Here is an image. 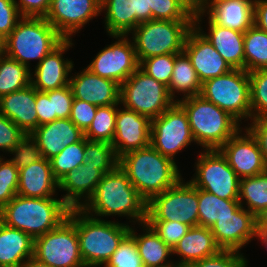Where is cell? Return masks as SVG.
Returning <instances> with one entry per match:
<instances>
[{
	"instance_id": "6da1fadb",
	"label": "cell",
	"mask_w": 267,
	"mask_h": 267,
	"mask_svg": "<svg viewBox=\"0 0 267 267\" xmlns=\"http://www.w3.org/2000/svg\"><path fill=\"white\" fill-rule=\"evenodd\" d=\"M81 210L97 219L116 215L127 217L132 225L146 223L147 219V201L119 166L103 175L95 193Z\"/></svg>"
},
{
	"instance_id": "7a4b0ae2",
	"label": "cell",
	"mask_w": 267,
	"mask_h": 267,
	"mask_svg": "<svg viewBox=\"0 0 267 267\" xmlns=\"http://www.w3.org/2000/svg\"><path fill=\"white\" fill-rule=\"evenodd\" d=\"M119 167L147 202L182 178L176 162L160 154L151 145L119 157Z\"/></svg>"
},
{
	"instance_id": "3957f363",
	"label": "cell",
	"mask_w": 267,
	"mask_h": 267,
	"mask_svg": "<svg viewBox=\"0 0 267 267\" xmlns=\"http://www.w3.org/2000/svg\"><path fill=\"white\" fill-rule=\"evenodd\" d=\"M70 210L61 198L16 195L0 209V221L35 239L58 227L68 218Z\"/></svg>"
},
{
	"instance_id": "277c9868",
	"label": "cell",
	"mask_w": 267,
	"mask_h": 267,
	"mask_svg": "<svg viewBox=\"0 0 267 267\" xmlns=\"http://www.w3.org/2000/svg\"><path fill=\"white\" fill-rule=\"evenodd\" d=\"M177 103L187 114L195 143L204 150L219 149L241 130L237 119L201 95L180 99Z\"/></svg>"
},
{
	"instance_id": "5b68a950",
	"label": "cell",
	"mask_w": 267,
	"mask_h": 267,
	"mask_svg": "<svg viewBox=\"0 0 267 267\" xmlns=\"http://www.w3.org/2000/svg\"><path fill=\"white\" fill-rule=\"evenodd\" d=\"M129 223L97 219L76 209V232L86 267L105 266L122 240L129 234Z\"/></svg>"
},
{
	"instance_id": "8992f818",
	"label": "cell",
	"mask_w": 267,
	"mask_h": 267,
	"mask_svg": "<svg viewBox=\"0 0 267 267\" xmlns=\"http://www.w3.org/2000/svg\"><path fill=\"white\" fill-rule=\"evenodd\" d=\"M65 38L44 17H22L4 40V54L31 69Z\"/></svg>"
},
{
	"instance_id": "52a82bcc",
	"label": "cell",
	"mask_w": 267,
	"mask_h": 267,
	"mask_svg": "<svg viewBox=\"0 0 267 267\" xmlns=\"http://www.w3.org/2000/svg\"><path fill=\"white\" fill-rule=\"evenodd\" d=\"M194 20H149L141 22L130 34L139 63L143 59L165 54H178Z\"/></svg>"
},
{
	"instance_id": "ba28073f",
	"label": "cell",
	"mask_w": 267,
	"mask_h": 267,
	"mask_svg": "<svg viewBox=\"0 0 267 267\" xmlns=\"http://www.w3.org/2000/svg\"><path fill=\"white\" fill-rule=\"evenodd\" d=\"M200 95L220 109L230 113L239 122L251 121V92L249 73L232 69L219 77L202 83Z\"/></svg>"
},
{
	"instance_id": "9c48e42d",
	"label": "cell",
	"mask_w": 267,
	"mask_h": 267,
	"mask_svg": "<svg viewBox=\"0 0 267 267\" xmlns=\"http://www.w3.org/2000/svg\"><path fill=\"white\" fill-rule=\"evenodd\" d=\"M34 258L51 267H86L76 232V209L58 227L34 239Z\"/></svg>"
},
{
	"instance_id": "30bf717a",
	"label": "cell",
	"mask_w": 267,
	"mask_h": 267,
	"mask_svg": "<svg viewBox=\"0 0 267 267\" xmlns=\"http://www.w3.org/2000/svg\"><path fill=\"white\" fill-rule=\"evenodd\" d=\"M174 103L168 87L140 67L120 85V105L150 120L160 116Z\"/></svg>"
},
{
	"instance_id": "8fae6325",
	"label": "cell",
	"mask_w": 267,
	"mask_h": 267,
	"mask_svg": "<svg viewBox=\"0 0 267 267\" xmlns=\"http://www.w3.org/2000/svg\"><path fill=\"white\" fill-rule=\"evenodd\" d=\"M183 179L147 202L146 221H178L198 226V188Z\"/></svg>"
},
{
	"instance_id": "7c38bea8",
	"label": "cell",
	"mask_w": 267,
	"mask_h": 267,
	"mask_svg": "<svg viewBox=\"0 0 267 267\" xmlns=\"http://www.w3.org/2000/svg\"><path fill=\"white\" fill-rule=\"evenodd\" d=\"M195 162L190 182L222 199H239L240 178L219 149L203 150Z\"/></svg>"
},
{
	"instance_id": "4fadbf2b",
	"label": "cell",
	"mask_w": 267,
	"mask_h": 267,
	"mask_svg": "<svg viewBox=\"0 0 267 267\" xmlns=\"http://www.w3.org/2000/svg\"><path fill=\"white\" fill-rule=\"evenodd\" d=\"M193 142L187 114L177 102L151 120L150 145L174 162L175 155Z\"/></svg>"
},
{
	"instance_id": "5bb4252c",
	"label": "cell",
	"mask_w": 267,
	"mask_h": 267,
	"mask_svg": "<svg viewBox=\"0 0 267 267\" xmlns=\"http://www.w3.org/2000/svg\"><path fill=\"white\" fill-rule=\"evenodd\" d=\"M111 37L116 41L100 50L86 68L97 76L121 85L139 68L140 63L131 37L130 40L128 35H111Z\"/></svg>"
},
{
	"instance_id": "9a60e30c",
	"label": "cell",
	"mask_w": 267,
	"mask_h": 267,
	"mask_svg": "<svg viewBox=\"0 0 267 267\" xmlns=\"http://www.w3.org/2000/svg\"><path fill=\"white\" fill-rule=\"evenodd\" d=\"M244 130L242 133L243 128H241L219 148L240 179L256 176L267 170L257 138L246 126Z\"/></svg>"
},
{
	"instance_id": "2e32d148",
	"label": "cell",
	"mask_w": 267,
	"mask_h": 267,
	"mask_svg": "<svg viewBox=\"0 0 267 267\" xmlns=\"http://www.w3.org/2000/svg\"><path fill=\"white\" fill-rule=\"evenodd\" d=\"M101 0H52L45 19L65 38L81 31L90 20L100 16Z\"/></svg>"
},
{
	"instance_id": "e0dca14e",
	"label": "cell",
	"mask_w": 267,
	"mask_h": 267,
	"mask_svg": "<svg viewBox=\"0 0 267 267\" xmlns=\"http://www.w3.org/2000/svg\"><path fill=\"white\" fill-rule=\"evenodd\" d=\"M73 39H65L58 47L46 55L31 72V85L40 92L56 90L69 85L74 64L63 54L72 47ZM66 59V60H65ZM70 73V76H69Z\"/></svg>"
},
{
	"instance_id": "ac0fdd59",
	"label": "cell",
	"mask_w": 267,
	"mask_h": 267,
	"mask_svg": "<svg viewBox=\"0 0 267 267\" xmlns=\"http://www.w3.org/2000/svg\"><path fill=\"white\" fill-rule=\"evenodd\" d=\"M105 29L109 36L128 35L141 23L152 20L147 0H101Z\"/></svg>"
},
{
	"instance_id": "d6986e66",
	"label": "cell",
	"mask_w": 267,
	"mask_h": 267,
	"mask_svg": "<svg viewBox=\"0 0 267 267\" xmlns=\"http://www.w3.org/2000/svg\"><path fill=\"white\" fill-rule=\"evenodd\" d=\"M210 229L216 244L222 250L241 252L256 236L255 216L240 206L230 216L217 219Z\"/></svg>"
},
{
	"instance_id": "ffe728a7",
	"label": "cell",
	"mask_w": 267,
	"mask_h": 267,
	"mask_svg": "<svg viewBox=\"0 0 267 267\" xmlns=\"http://www.w3.org/2000/svg\"><path fill=\"white\" fill-rule=\"evenodd\" d=\"M151 120L120 106L117 109L112 146L118 157L150 145Z\"/></svg>"
},
{
	"instance_id": "44dd1931",
	"label": "cell",
	"mask_w": 267,
	"mask_h": 267,
	"mask_svg": "<svg viewBox=\"0 0 267 267\" xmlns=\"http://www.w3.org/2000/svg\"><path fill=\"white\" fill-rule=\"evenodd\" d=\"M183 51L190 58L201 83L232 70L230 65L195 26L187 34Z\"/></svg>"
},
{
	"instance_id": "7402d4cb",
	"label": "cell",
	"mask_w": 267,
	"mask_h": 267,
	"mask_svg": "<svg viewBox=\"0 0 267 267\" xmlns=\"http://www.w3.org/2000/svg\"><path fill=\"white\" fill-rule=\"evenodd\" d=\"M73 97L98 107L120 104V85L110 79L97 76L86 67L70 77Z\"/></svg>"
},
{
	"instance_id": "603a6c76",
	"label": "cell",
	"mask_w": 267,
	"mask_h": 267,
	"mask_svg": "<svg viewBox=\"0 0 267 267\" xmlns=\"http://www.w3.org/2000/svg\"><path fill=\"white\" fill-rule=\"evenodd\" d=\"M202 11L194 17V26L213 45L232 69L245 70L244 33L213 23L208 17V33L201 27Z\"/></svg>"
},
{
	"instance_id": "cb8c5ba5",
	"label": "cell",
	"mask_w": 267,
	"mask_h": 267,
	"mask_svg": "<svg viewBox=\"0 0 267 267\" xmlns=\"http://www.w3.org/2000/svg\"><path fill=\"white\" fill-rule=\"evenodd\" d=\"M103 175L98 168L82 164L58 181V189L66 192L61 199L71 209H81L95 193Z\"/></svg>"
},
{
	"instance_id": "d4e9b609",
	"label": "cell",
	"mask_w": 267,
	"mask_h": 267,
	"mask_svg": "<svg viewBox=\"0 0 267 267\" xmlns=\"http://www.w3.org/2000/svg\"><path fill=\"white\" fill-rule=\"evenodd\" d=\"M202 12L215 24L245 33L254 25V7L240 0H202Z\"/></svg>"
},
{
	"instance_id": "484cf974",
	"label": "cell",
	"mask_w": 267,
	"mask_h": 267,
	"mask_svg": "<svg viewBox=\"0 0 267 267\" xmlns=\"http://www.w3.org/2000/svg\"><path fill=\"white\" fill-rule=\"evenodd\" d=\"M31 135L37 141L42 157L48 160L84 137V133L69 118L38 126Z\"/></svg>"
},
{
	"instance_id": "4316f807",
	"label": "cell",
	"mask_w": 267,
	"mask_h": 267,
	"mask_svg": "<svg viewBox=\"0 0 267 267\" xmlns=\"http://www.w3.org/2000/svg\"><path fill=\"white\" fill-rule=\"evenodd\" d=\"M35 99L36 89L30 84L0 97V113L9 118L25 134H31L37 128Z\"/></svg>"
},
{
	"instance_id": "83f0119b",
	"label": "cell",
	"mask_w": 267,
	"mask_h": 267,
	"mask_svg": "<svg viewBox=\"0 0 267 267\" xmlns=\"http://www.w3.org/2000/svg\"><path fill=\"white\" fill-rule=\"evenodd\" d=\"M221 248L216 244L211 229L203 226L191 227L172 249V256L180 259L176 267H188L191 263L216 255Z\"/></svg>"
},
{
	"instance_id": "f1b7e54d",
	"label": "cell",
	"mask_w": 267,
	"mask_h": 267,
	"mask_svg": "<svg viewBox=\"0 0 267 267\" xmlns=\"http://www.w3.org/2000/svg\"><path fill=\"white\" fill-rule=\"evenodd\" d=\"M58 181L54 178L50 160L41 158L19 170L17 195L23 197H57Z\"/></svg>"
},
{
	"instance_id": "f546056e",
	"label": "cell",
	"mask_w": 267,
	"mask_h": 267,
	"mask_svg": "<svg viewBox=\"0 0 267 267\" xmlns=\"http://www.w3.org/2000/svg\"><path fill=\"white\" fill-rule=\"evenodd\" d=\"M34 257V239L0 221V267H20Z\"/></svg>"
},
{
	"instance_id": "4dcf8cb0",
	"label": "cell",
	"mask_w": 267,
	"mask_h": 267,
	"mask_svg": "<svg viewBox=\"0 0 267 267\" xmlns=\"http://www.w3.org/2000/svg\"><path fill=\"white\" fill-rule=\"evenodd\" d=\"M143 233H137L134 228H130L129 234L135 239L138 253L144 267H176L175 261L169 260L172 256V249L155 233L147 224L142 223Z\"/></svg>"
},
{
	"instance_id": "1f68e13d",
	"label": "cell",
	"mask_w": 267,
	"mask_h": 267,
	"mask_svg": "<svg viewBox=\"0 0 267 267\" xmlns=\"http://www.w3.org/2000/svg\"><path fill=\"white\" fill-rule=\"evenodd\" d=\"M201 87L202 83L187 54L184 51L175 54L172 78L168 86L170 97L177 102L179 99L175 96L176 93L183 94V97L180 99L200 95ZM175 97L176 99H174Z\"/></svg>"
},
{
	"instance_id": "d6a6232c",
	"label": "cell",
	"mask_w": 267,
	"mask_h": 267,
	"mask_svg": "<svg viewBox=\"0 0 267 267\" xmlns=\"http://www.w3.org/2000/svg\"><path fill=\"white\" fill-rule=\"evenodd\" d=\"M198 202V226L208 228L217 219L230 216L241 206L238 199H222L201 189H198Z\"/></svg>"
},
{
	"instance_id": "836d02e7",
	"label": "cell",
	"mask_w": 267,
	"mask_h": 267,
	"mask_svg": "<svg viewBox=\"0 0 267 267\" xmlns=\"http://www.w3.org/2000/svg\"><path fill=\"white\" fill-rule=\"evenodd\" d=\"M238 201L254 216L267 207V170L256 176L240 179Z\"/></svg>"
},
{
	"instance_id": "e575fe53",
	"label": "cell",
	"mask_w": 267,
	"mask_h": 267,
	"mask_svg": "<svg viewBox=\"0 0 267 267\" xmlns=\"http://www.w3.org/2000/svg\"><path fill=\"white\" fill-rule=\"evenodd\" d=\"M31 71L5 54L0 56V97L30 85Z\"/></svg>"
},
{
	"instance_id": "d590c367",
	"label": "cell",
	"mask_w": 267,
	"mask_h": 267,
	"mask_svg": "<svg viewBox=\"0 0 267 267\" xmlns=\"http://www.w3.org/2000/svg\"><path fill=\"white\" fill-rule=\"evenodd\" d=\"M245 70L267 69V32L255 24L244 33Z\"/></svg>"
},
{
	"instance_id": "8d00e7d4",
	"label": "cell",
	"mask_w": 267,
	"mask_h": 267,
	"mask_svg": "<svg viewBox=\"0 0 267 267\" xmlns=\"http://www.w3.org/2000/svg\"><path fill=\"white\" fill-rule=\"evenodd\" d=\"M120 104L97 107L94 120L84 132V137L90 141H105L112 143L115 133L117 109Z\"/></svg>"
},
{
	"instance_id": "74e56055",
	"label": "cell",
	"mask_w": 267,
	"mask_h": 267,
	"mask_svg": "<svg viewBox=\"0 0 267 267\" xmlns=\"http://www.w3.org/2000/svg\"><path fill=\"white\" fill-rule=\"evenodd\" d=\"M85 164L98 168L103 174L119 166V157L112 144L105 141H90L85 138Z\"/></svg>"
},
{
	"instance_id": "f35d334b",
	"label": "cell",
	"mask_w": 267,
	"mask_h": 267,
	"mask_svg": "<svg viewBox=\"0 0 267 267\" xmlns=\"http://www.w3.org/2000/svg\"><path fill=\"white\" fill-rule=\"evenodd\" d=\"M85 137L79 142L65 147L58 155L50 159L54 178L59 181L67 173L79 168L85 162Z\"/></svg>"
},
{
	"instance_id": "ab89813d",
	"label": "cell",
	"mask_w": 267,
	"mask_h": 267,
	"mask_svg": "<svg viewBox=\"0 0 267 267\" xmlns=\"http://www.w3.org/2000/svg\"><path fill=\"white\" fill-rule=\"evenodd\" d=\"M249 73L251 92V120L267 117V69Z\"/></svg>"
},
{
	"instance_id": "60d3db41",
	"label": "cell",
	"mask_w": 267,
	"mask_h": 267,
	"mask_svg": "<svg viewBox=\"0 0 267 267\" xmlns=\"http://www.w3.org/2000/svg\"><path fill=\"white\" fill-rule=\"evenodd\" d=\"M174 64L175 54H165L143 59L139 67L152 78L168 87L172 78Z\"/></svg>"
},
{
	"instance_id": "b9f144b4",
	"label": "cell",
	"mask_w": 267,
	"mask_h": 267,
	"mask_svg": "<svg viewBox=\"0 0 267 267\" xmlns=\"http://www.w3.org/2000/svg\"><path fill=\"white\" fill-rule=\"evenodd\" d=\"M9 153L14 155L9 160L18 170L43 158L39 145L31 134H25Z\"/></svg>"
},
{
	"instance_id": "7bdbcfd3",
	"label": "cell",
	"mask_w": 267,
	"mask_h": 267,
	"mask_svg": "<svg viewBox=\"0 0 267 267\" xmlns=\"http://www.w3.org/2000/svg\"><path fill=\"white\" fill-rule=\"evenodd\" d=\"M0 155V209L17 195L19 170Z\"/></svg>"
},
{
	"instance_id": "ee69618b",
	"label": "cell",
	"mask_w": 267,
	"mask_h": 267,
	"mask_svg": "<svg viewBox=\"0 0 267 267\" xmlns=\"http://www.w3.org/2000/svg\"><path fill=\"white\" fill-rule=\"evenodd\" d=\"M148 9H151L152 20H194L192 16L176 0H147Z\"/></svg>"
},
{
	"instance_id": "f6af8a7d",
	"label": "cell",
	"mask_w": 267,
	"mask_h": 267,
	"mask_svg": "<svg viewBox=\"0 0 267 267\" xmlns=\"http://www.w3.org/2000/svg\"><path fill=\"white\" fill-rule=\"evenodd\" d=\"M104 267H144L135 239L128 234Z\"/></svg>"
},
{
	"instance_id": "bcb514c9",
	"label": "cell",
	"mask_w": 267,
	"mask_h": 267,
	"mask_svg": "<svg viewBox=\"0 0 267 267\" xmlns=\"http://www.w3.org/2000/svg\"><path fill=\"white\" fill-rule=\"evenodd\" d=\"M243 253L235 250H220L216 255L191 263L188 267H248Z\"/></svg>"
},
{
	"instance_id": "7dc6e473",
	"label": "cell",
	"mask_w": 267,
	"mask_h": 267,
	"mask_svg": "<svg viewBox=\"0 0 267 267\" xmlns=\"http://www.w3.org/2000/svg\"><path fill=\"white\" fill-rule=\"evenodd\" d=\"M146 223L171 249L191 228L178 221H146Z\"/></svg>"
},
{
	"instance_id": "c3c4849f",
	"label": "cell",
	"mask_w": 267,
	"mask_h": 267,
	"mask_svg": "<svg viewBox=\"0 0 267 267\" xmlns=\"http://www.w3.org/2000/svg\"><path fill=\"white\" fill-rule=\"evenodd\" d=\"M49 99H52L53 115H56L57 119L70 118L73 93L69 85L45 92Z\"/></svg>"
},
{
	"instance_id": "681fc988",
	"label": "cell",
	"mask_w": 267,
	"mask_h": 267,
	"mask_svg": "<svg viewBox=\"0 0 267 267\" xmlns=\"http://www.w3.org/2000/svg\"><path fill=\"white\" fill-rule=\"evenodd\" d=\"M97 107L94 104L74 98L69 119L84 133L94 120Z\"/></svg>"
},
{
	"instance_id": "f907efd6",
	"label": "cell",
	"mask_w": 267,
	"mask_h": 267,
	"mask_svg": "<svg viewBox=\"0 0 267 267\" xmlns=\"http://www.w3.org/2000/svg\"><path fill=\"white\" fill-rule=\"evenodd\" d=\"M21 18L15 0H0V37L5 40Z\"/></svg>"
},
{
	"instance_id": "816d5d0a",
	"label": "cell",
	"mask_w": 267,
	"mask_h": 267,
	"mask_svg": "<svg viewBox=\"0 0 267 267\" xmlns=\"http://www.w3.org/2000/svg\"><path fill=\"white\" fill-rule=\"evenodd\" d=\"M25 133L9 118L0 113V150L9 152Z\"/></svg>"
},
{
	"instance_id": "f5cc1de1",
	"label": "cell",
	"mask_w": 267,
	"mask_h": 267,
	"mask_svg": "<svg viewBox=\"0 0 267 267\" xmlns=\"http://www.w3.org/2000/svg\"><path fill=\"white\" fill-rule=\"evenodd\" d=\"M52 0H15L22 17H46Z\"/></svg>"
},
{
	"instance_id": "db71d44e",
	"label": "cell",
	"mask_w": 267,
	"mask_h": 267,
	"mask_svg": "<svg viewBox=\"0 0 267 267\" xmlns=\"http://www.w3.org/2000/svg\"><path fill=\"white\" fill-rule=\"evenodd\" d=\"M35 103V110L37 111V127L57 119L56 115H53L52 99H49L45 92L36 90Z\"/></svg>"
},
{
	"instance_id": "11a10c76",
	"label": "cell",
	"mask_w": 267,
	"mask_h": 267,
	"mask_svg": "<svg viewBox=\"0 0 267 267\" xmlns=\"http://www.w3.org/2000/svg\"><path fill=\"white\" fill-rule=\"evenodd\" d=\"M247 128L257 138L264 160L267 164V117L252 119ZM250 125V126H249Z\"/></svg>"
},
{
	"instance_id": "9f6ffc18",
	"label": "cell",
	"mask_w": 267,
	"mask_h": 267,
	"mask_svg": "<svg viewBox=\"0 0 267 267\" xmlns=\"http://www.w3.org/2000/svg\"><path fill=\"white\" fill-rule=\"evenodd\" d=\"M254 24L267 32V0H260L254 7Z\"/></svg>"
},
{
	"instance_id": "6f0895ef",
	"label": "cell",
	"mask_w": 267,
	"mask_h": 267,
	"mask_svg": "<svg viewBox=\"0 0 267 267\" xmlns=\"http://www.w3.org/2000/svg\"><path fill=\"white\" fill-rule=\"evenodd\" d=\"M176 1H178L194 17L202 11V0H176Z\"/></svg>"
},
{
	"instance_id": "680465c9",
	"label": "cell",
	"mask_w": 267,
	"mask_h": 267,
	"mask_svg": "<svg viewBox=\"0 0 267 267\" xmlns=\"http://www.w3.org/2000/svg\"><path fill=\"white\" fill-rule=\"evenodd\" d=\"M256 231L267 230V207L255 215Z\"/></svg>"
},
{
	"instance_id": "91938a15",
	"label": "cell",
	"mask_w": 267,
	"mask_h": 267,
	"mask_svg": "<svg viewBox=\"0 0 267 267\" xmlns=\"http://www.w3.org/2000/svg\"><path fill=\"white\" fill-rule=\"evenodd\" d=\"M20 267H51V266L41 263L34 257H32L31 259H28L25 263H23Z\"/></svg>"
},
{
	"instance_id": "94428289",
	"label": "cell",
	"mask_w": 267,
	"mask_h": 267,
	"mask_svg": "<svg viewBox=\"0 0 267 267\" xmlns=\"http://www.w3.org/2000/svg\"><path fill=\"white\" fill-rule=\"evenodd\" d=\"M255 238L261 241L260 243L264 244L267 248V230L256 231Z\"/></svg>"
},
{
	"instance_id": "6125c7cd",
	"label": "cell",
	"mask_w": 267,
	"mask_h": 267,
	"mask_svg": "<svg viewBox=\"0 0 267 267\" xmlns=\"http://www.w3.org/2000/svg\"><path fill=\"white\" fill-rule=\"evenodd\" d=\"M240 1L247 2V3L250 4L251 6L255 7V6L258 4V2H259L260 0H240Z\"/></svg>"
},
{
	"instance_id": "be15d7a7",
	"label": "cell",
	"mask_w": 267,
	"mask_h": 267,
	"mask_svg": "<svg viewBox=\"0 0 267 267\" xmlns=\"http://www.w3.org/2000/svg\"><path fill=\"white\" fill-rule=\"evenodd\" d=\"M4 55V39L0 37V56Z\"/></svg>"
}]
</instances>
